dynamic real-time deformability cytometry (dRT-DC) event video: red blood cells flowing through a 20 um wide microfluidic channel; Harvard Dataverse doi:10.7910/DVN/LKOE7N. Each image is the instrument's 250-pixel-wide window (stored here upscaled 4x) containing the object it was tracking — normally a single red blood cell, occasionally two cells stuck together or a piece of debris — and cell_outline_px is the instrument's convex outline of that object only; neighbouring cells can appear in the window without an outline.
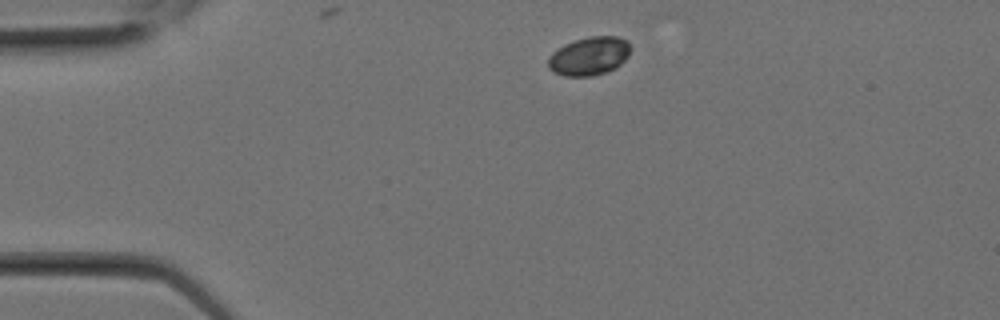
{"species": "Egyptian fruit bat (a non-hibernating species)", "species_latin": "Rousettus aegyptiacus", "temperature_condition": "room temperature", "stored_images_in_passage": 1, "camera_frame_rate_fps": 3000, "um_per_image_px": 0.085, "animal": {"sex": "female"}, "frame": {"image": 1, "passage_image": 1, "time_ms": 0.0, "image_size_px": [1000, 320], "cell_outline_px": [[628, 56], [620, 64], [608, 72], [592, 76], [564, 76], [552, 72], [548, 68], [548, 56], [552, 52], [564, 44], [588, 36], [616, 36], [628, 40]], "centroid_in_image_um": [50.04, 4.77], "position_along_channel_um": 35.0, "area_um2": 18.5}}